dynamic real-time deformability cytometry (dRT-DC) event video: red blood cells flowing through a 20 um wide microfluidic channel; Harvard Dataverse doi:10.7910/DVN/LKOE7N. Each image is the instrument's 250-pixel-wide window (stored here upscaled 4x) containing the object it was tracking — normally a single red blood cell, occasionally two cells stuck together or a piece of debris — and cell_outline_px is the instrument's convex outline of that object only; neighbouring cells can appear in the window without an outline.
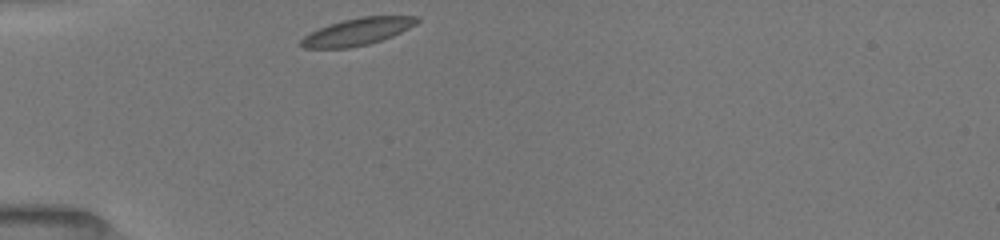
{"species": "common noctule bat (a hibernating species)", "species_latin": "Nyctalus noctula", "temperature_condition": "room temperature", "stored_images_in_passage": 30, "camera_frame_rate_fps": 3000, "um_per_image_px": 0.085, "animal": {"sex": "female", "body_mass_g": 19.5, "forearm_length_mm": 54.1}, "frame": {"image": 1, "passage_image": 1, "time_ms": 0.0, "image_size_px": [1000, 240], "cell_outline_px": [[420, 20], [416, 24], [392, 36], [368, 44], [348, 48], [304, 48], [300, 44], [300, 40], [304, 36], [328, 24], [360, 16], [416, 16]], "centroid_in_image_um": [30.37, 2.69], "position_along_channel_um": 54.6, "area_um2": 18.09}}
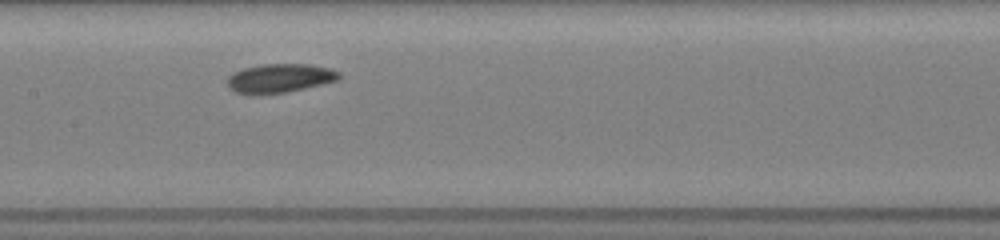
{"frame": {"image": 2, "passage_image": 12, "time_ms": 3.667, "image_size_px": [1000, 240], "cell_outline_px": [[340, 76], [336, 80], [288, 92], [236, 92], [228, 88], [228, 76], [232, 72], [244, 68], [260, 64], [308, 64], [328, 68], [340, 72]], "centroid_in_image_um": [23.77, 6.61], "position_along_channel_um": 183.6, "area_um2": 18.21}}
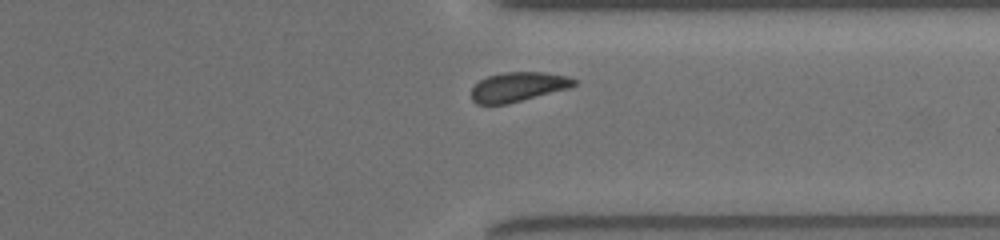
{"frame": {"image": 3, "passage_image": 26, "time_ms": 8.333, "image_size_px": [1000, 240], "cell_outline_px": [[580, 80], [576, 84], [568, 88], [508, 104], [476, 104], [472, 100], [472, 88], [480, 80], [488, 76], [504, 72], [544, 72], [568, 76]], "centroid_in_image_um": [44.06, 7.37], "position_along_channel_um": 367.3, "area_um2": 17.63}, "authors_computed_cell_mechanics": {"area_um2": 18.207, "velocity_mm_per_s": 3.9334, "shape_relaxation_time_tau1_ms": 2.1022, "shape_relaxation_time_tau2_ms": null, "deformation_change_tau1": 0.0758, "deformation_change_tau2": null}}